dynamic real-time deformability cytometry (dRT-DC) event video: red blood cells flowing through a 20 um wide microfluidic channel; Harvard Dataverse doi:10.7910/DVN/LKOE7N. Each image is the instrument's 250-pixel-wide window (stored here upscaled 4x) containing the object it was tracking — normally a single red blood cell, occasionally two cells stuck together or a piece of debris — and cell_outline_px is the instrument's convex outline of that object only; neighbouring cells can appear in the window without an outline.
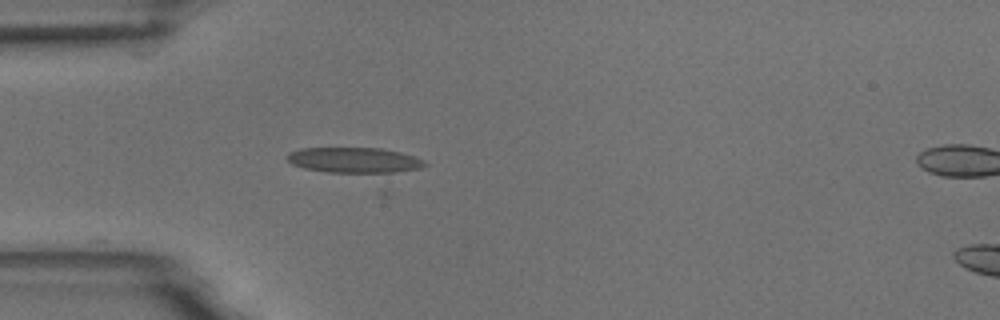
{"species": "common noctule bat (a hibernating species)", "species_latin": "Nyctalus noctula", "temperature_condition": "room temperature", "stored_images_in_passage": 3, "camera_frame_rate_fps": 3000, "um_per_image_px": 0.085, "animal": {"sex": "male", "body_mass_g": 18.8}, "frame": {"image": 1, "passage_image": 1, "time_ms": 0.0, "image_size_px": [1000, 320], "cell_outline_px": [[428, 164], [388, 196], [380, 196], [292, 164], [288, 160], [288, 152], [300, 148], [380, 148], [400, 152], [424, 160]], "centroid_in_image_um": [30.64, 14.18], "position_along_channel_um": 54.4, "area_um2": 30.52}}